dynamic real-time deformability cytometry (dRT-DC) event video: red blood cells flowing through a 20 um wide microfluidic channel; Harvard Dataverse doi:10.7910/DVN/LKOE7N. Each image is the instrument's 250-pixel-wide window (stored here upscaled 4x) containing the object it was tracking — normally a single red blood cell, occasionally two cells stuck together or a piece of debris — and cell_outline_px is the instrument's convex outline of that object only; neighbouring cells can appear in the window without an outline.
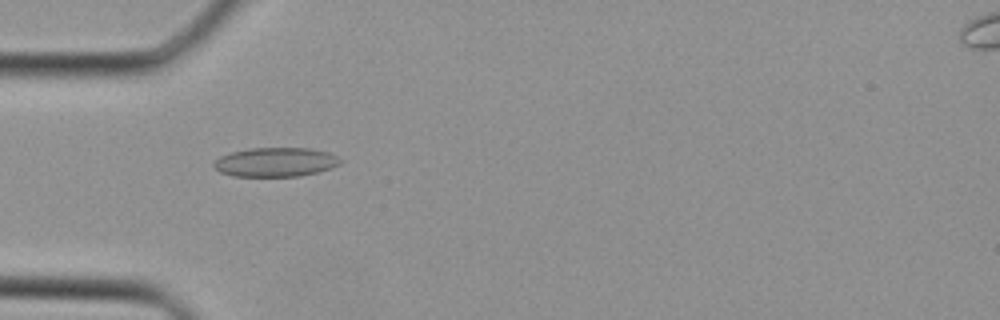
{"species": "Egyptian fruit bat (a non-hibernating species)", "species_latin": "Rousettus aegyptiacus", "temperature_condition": "cold", "stored_images_in_passage": 4, "camera_frame_rate_fps": 3000, "um_per_image_px": 0.085, "animal": {"sex": "female"}, "frame": {"image": 1, "passage_image": 2, "time_ms": 0.333, "image_size_px": [1000, 320], "cell_outline_px": [[344, 160], [340, 164], [332, 168], [300, 176], [232, 176], [220, 172], [212, 164], [220, 156], [232, 152], [248, 148], [308, 148], [328, 152]], "centroid_in_image_um": [23.44, 13.78], "position_along_channel_um": 61.6, "area_um2": 21.5}}
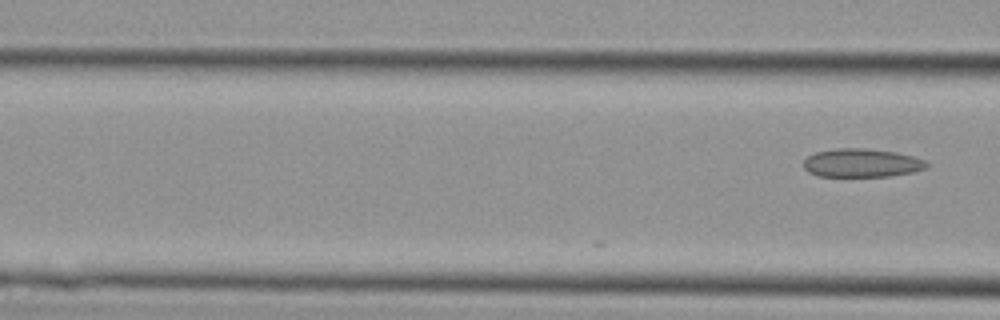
{"frame": {"image": 2, "passage_image": 4, "time_ms": 1.0, "image_size_px": [1000, 320], "cell_outline_px": [[928, 168], [912, 172], [892, 176], [820, 176], [808, 172], [804, 168], [804, 160], [808, 156], [816, 152], [836, 148], [864, 148], [896, 152], [912, 156], [924, 160], [928, 164]], "centroid_in_image_um": [73.25, 13.85], "position_along_channel_um": 93.4, "area_um2": 20.4}}